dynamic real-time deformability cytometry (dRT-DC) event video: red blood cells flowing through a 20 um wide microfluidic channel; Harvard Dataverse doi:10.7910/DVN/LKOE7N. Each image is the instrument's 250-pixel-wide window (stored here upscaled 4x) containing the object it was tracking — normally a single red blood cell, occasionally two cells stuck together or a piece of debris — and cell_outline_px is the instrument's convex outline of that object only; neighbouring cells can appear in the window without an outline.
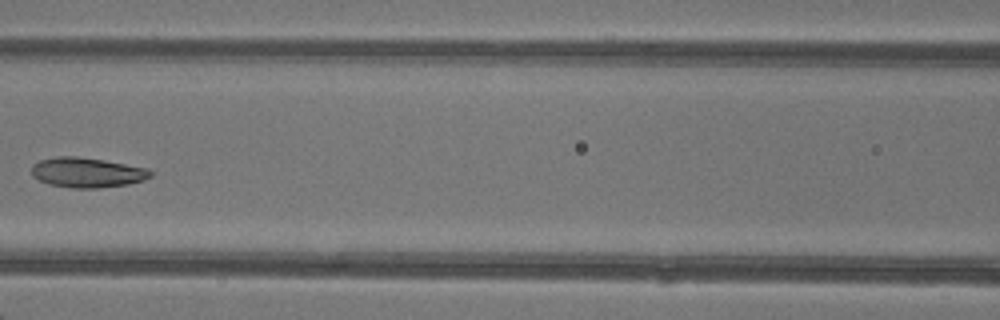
{"species": "common noctule bat (a hibernating species)", "species_latin": "Nyctalus noctula", "temperature_condition": "warm", "stored_images_in_passage": 5, "camera_frame_rate_fps": 3000, "um_per_image_px": 0.085, "animal": {"sex": "female"}, "frame": {"image": 1, "passage_image": 4, "time_ms": 3.667, "image_size_px": [1000, 320], "cell_outline_px": [[152, 176], [144, 180], [128, 184], [100, 188], [72, 188], [48, 184], [32, 176], [32, 164], [40, 160], [56, 156], [76, 156], [104, 160], [148, 168], [152, 172]], "centroid_in_image_um": [7.4, 14.66], "position_along_channel_um": 159.2, "area_um2": 20.87}}
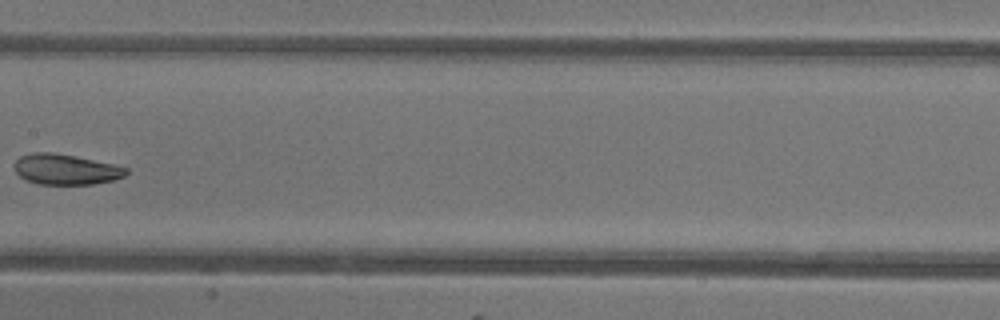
{"frame": {"image": 2, "passage_image": 5, "time_ms": 4.667, "image_size_px": [1000, 320], "cell_outline_px": [[128, 172], [124, 176], [112, 180], [92, 184], [40, 184], [24, 180], [12, 168], [12, 164], [20, 156], [32, 152], [52, 152], [112, 164], [128, 168]], "centroid_in_image_um": [5.51, 14.4], "position_along_channel_um": 201.9, "area_um2": 19.77}}